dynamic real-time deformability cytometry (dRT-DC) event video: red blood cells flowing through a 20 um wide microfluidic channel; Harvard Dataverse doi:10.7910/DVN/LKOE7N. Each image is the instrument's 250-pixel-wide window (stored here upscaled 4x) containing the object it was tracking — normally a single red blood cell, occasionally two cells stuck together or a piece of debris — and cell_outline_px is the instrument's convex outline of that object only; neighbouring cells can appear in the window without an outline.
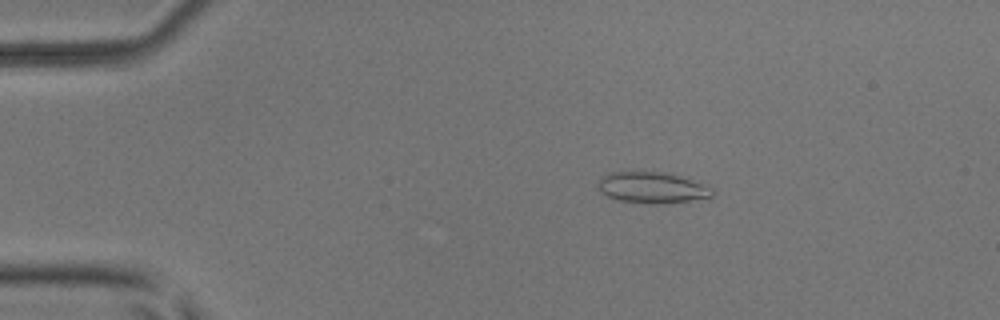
{"species": "common noctule bat (a hibernating species)", "species_latin": "Nyctalus noctula", "temperature_condition": "room temperature", "stored_images_in_passage": 45, "camera_frame_rate_fps": 3000, "um_per_image_px": 0.085, "animal": {"sex": "male", "body_mass_g": 17.9, "forearm_length_mm": 54.2}, "frame": {"image": 1, "passage_image": 2, "time_ms": 0.333, "image_size_px": [1000, 320], "cell_outline_px": [[712, 196], [688, 200], [652, 204], [648, 204], [620, 200], [608, 196], [600, 192], [596, 184], [608, 172], [668, 172], [688, 176], [712, 188]], "centroid_in_image_um": [55.43, 15.92], "position_along_channel_um": 29.6, "area_um2": 20.75}}
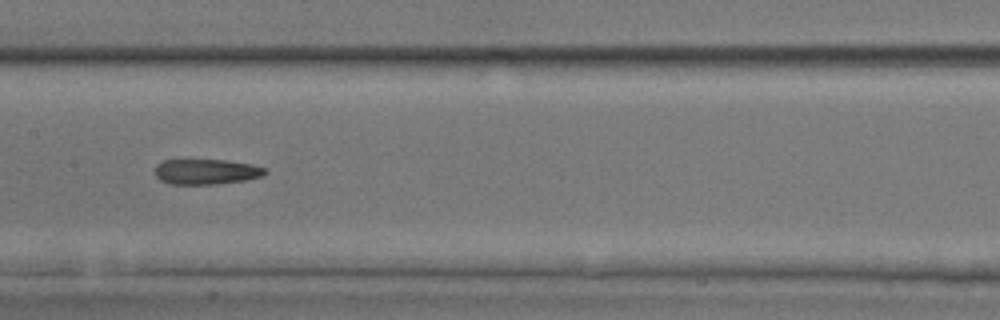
{"frame": {"image": 2, "passage_image": 19, "time_ms": 6.0, "image_size_px": [1000, 320], "cell_outline_px": [[268, 172], [264, 176], [248, 180], [216, 184], [168, 184], [160, 180], [156, 176], [156, 164], [164, 160], [224, 160], [252, 164], [268, 168]], "centroid_in_image_um": [17.59, 14.6], "position_along_channel_um": 189.8, "area_um2": 16.47}}
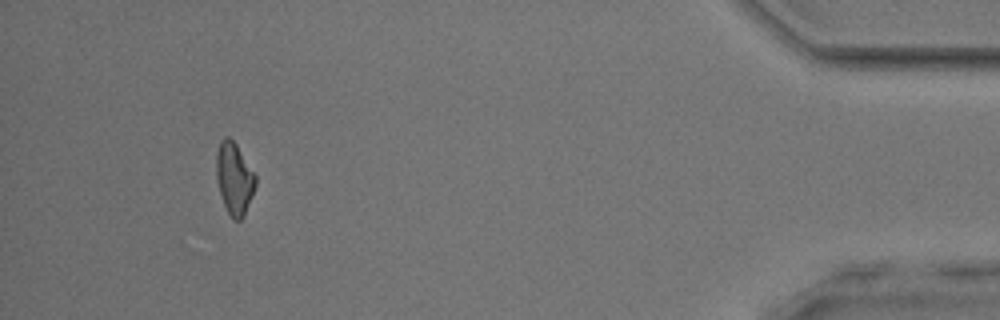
{"frame": {"image": 3, "passage_image": 41, "time_ms": 13.333, "image_size_px": [1000, 320], "cell_outline_px": [[256, 184], [252, 196], [244, 216], [240, 220], [232, 220], [224, 204], [220, 192], [216, 176], [216, 152], [220, 140], [224, 136], [228, 136], [236, 144], [256, 176]], "centroid_in_image_um": [19.9, 15.16], "position_along_channel_um": 415.3, "area_um2": 16.36}, "authors_computed_cell_mechanics": {"area_um2": 17.051, "velocity_mm_per_s": 3.9472, "shape_relaxation_time_tau1_ms": 9.732, "shape_relaxation_time_tau2_ms": 3.0245, "deformation_change_tau1": 0.1846, "deformation_change_tau2": 0.1146}}